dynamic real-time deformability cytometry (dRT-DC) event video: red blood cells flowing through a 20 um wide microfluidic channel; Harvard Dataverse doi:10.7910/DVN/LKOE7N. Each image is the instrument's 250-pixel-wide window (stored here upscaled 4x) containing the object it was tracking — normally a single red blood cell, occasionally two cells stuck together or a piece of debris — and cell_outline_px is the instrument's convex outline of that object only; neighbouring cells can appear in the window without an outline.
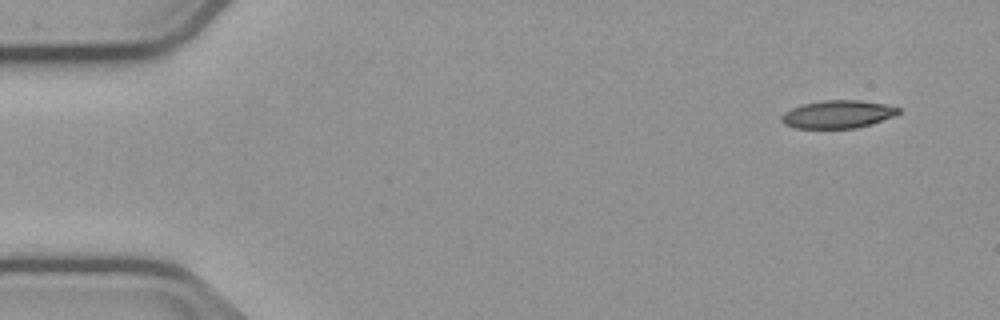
{"species": "common noctule bat (a hibernating species)", "species_latin": "Nyctalus noctula", "temperature_condition": "cold", "stored_images_in_passage": 4, "camera_frame_rate_fps": 3000, "um_per_image_px": 0.085, "animal": {"sex": "male", "body_mass_g": 23.1, "forearm_length_mm": 52.7}, "frame": {"image": 1, "passage_image": 1, "time_ms": 0.0, "image_size_px": [1000, 320], "cell_outline_px": [[900, 112], [892, 116], [872, 124], [856, 128], [796, 128], [784, 124], [780, 120], [780, 116], [784, 112], [792, 108], [804, 104], [824, 100], [860, 100], [884, 104], [900, 108]], "centroid_in_image_um": [71.19, 9.71], "position_along_channel_um": 13.8, "area_um2": 18.9}}